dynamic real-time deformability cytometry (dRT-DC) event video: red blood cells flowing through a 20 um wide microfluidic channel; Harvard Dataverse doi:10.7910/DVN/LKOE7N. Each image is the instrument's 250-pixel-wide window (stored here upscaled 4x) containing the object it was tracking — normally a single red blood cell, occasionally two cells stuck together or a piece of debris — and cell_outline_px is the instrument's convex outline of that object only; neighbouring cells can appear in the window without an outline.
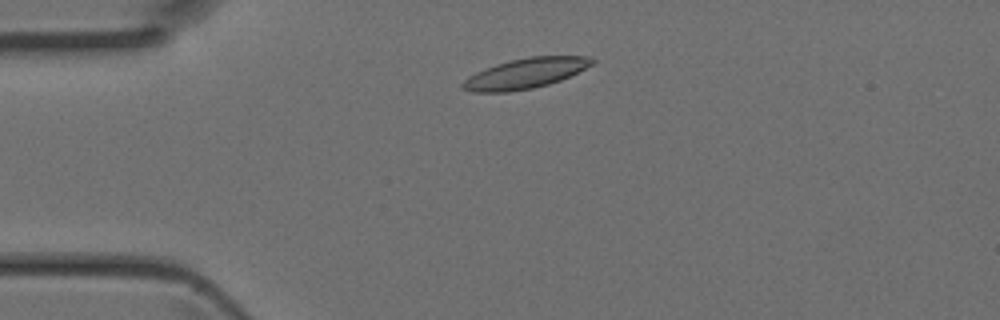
{"species": "Egyptian fruit bat (a non-hibernating species)", "species_latin": "Rousettus aegyptiacus", "temperature_condition": "room temperature", "stored_images_in_passage": 39, "camera_frame_rate_fps": 3000, "um_per_image_px": 0.085, "animal": {"sex": "female"}, "frame": {"image": 1, "passage_image": 5, "time_ms": 1.333, "image_size_px": [1000, 320], "cell_outline_px": [[596, 60], [592, 64], [560, 80], [548, 84], [532, 88], [508, 92], [472, 92], [460, 88], [460, 84], [468, 76], [476, 72], [496, 64], [512, 60], [532, 56], [588, 56]], "centroid_in_image_um": [44.6, 6.24], "position_along_channel_um": 40.4, "area_um2": 22.54}}
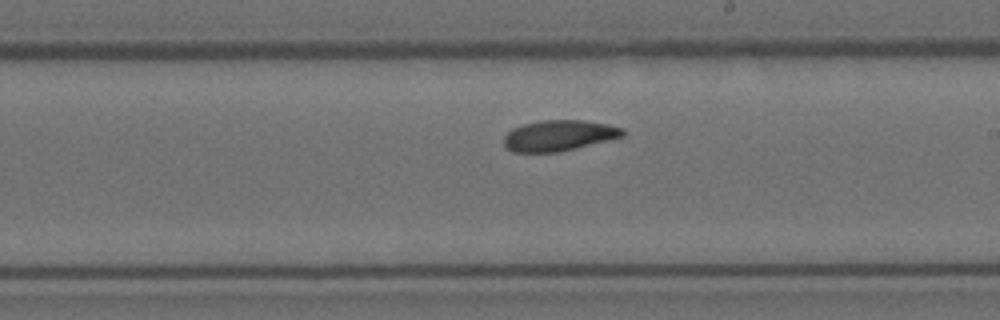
{"frame": {"image": 2, "passage_image": 20, "time_ms": 6.333, "image_size_px": [1000, 320], "cell_outline_px": [[624, 136], [608, 140], [556, 152], [512, 152], [504, 144], [504, 136], [512, 128], [524, 124], [540, 120], [584, 120], [608, 124], [624, 128]], "centroid_in_image_um": [47.5, 11.5], "position_along_channel_um": 241.5, "area_um2": 21.15}}
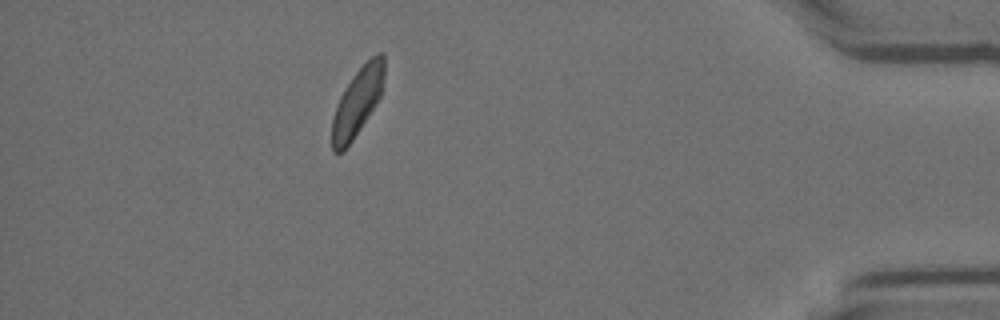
{"frame": {"image": 3, "passage_image": 34, "time_ms": 11.0, "image_size_px": [1000, 320], "cell_outline_px": [[384, 76], [380, 96], [376, 104], [344, 152], [332, 152], [332, 120], [340, 96], [344, 88], [352, 76], [376, 52], [384, 52]], "centroid_in_image_um": [30.38, 8.65], "position_along_channel_um": 404.8, "area_um2": 20.4}}